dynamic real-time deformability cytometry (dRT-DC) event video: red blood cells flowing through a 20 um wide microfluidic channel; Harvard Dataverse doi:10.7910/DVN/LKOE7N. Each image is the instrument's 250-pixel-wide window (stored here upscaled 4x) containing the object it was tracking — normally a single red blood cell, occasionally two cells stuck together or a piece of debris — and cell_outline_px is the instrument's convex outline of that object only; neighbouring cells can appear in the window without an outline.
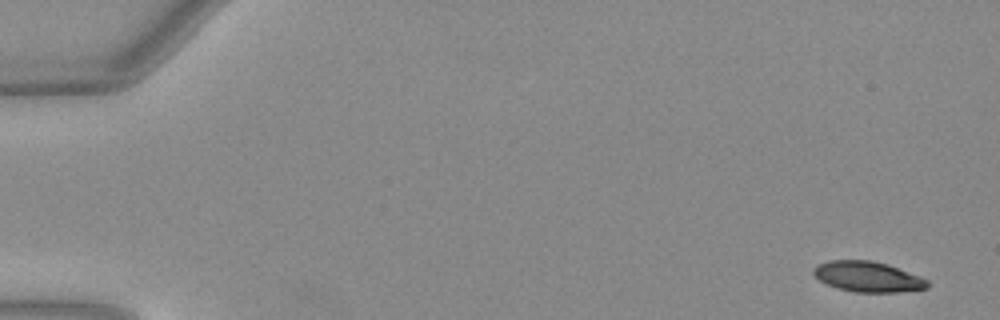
{"species": "Egyptian fruit bat (a non-hibernating species)", "species_latin": "Rousettus aegyptiacus", "temperature_condition": "warm", "stored_images_in_passage": 51, "segment_of_instrument_passage": [1, 2], "camera_frame_rate_fps": 3000, "um_per_image_px": 0.085, "animal": {"sex": "female"}, "frame": {"image": 1, "passage_image": 1, "time_ms": 0.0, "image_size_px": [1000, 320], "cell_outline_px": [[928, 288], [896, 292], [852, 292], [828, 284], [820, 280], [812, 272], [812, 268], [828, 260], [872, 260], [888, 264], [920, 276], [928, 280]], "centroid_in_image_um": [73.77, 23.51], "position_along_channel_um": 11.2, "area_um2": 20.11}}
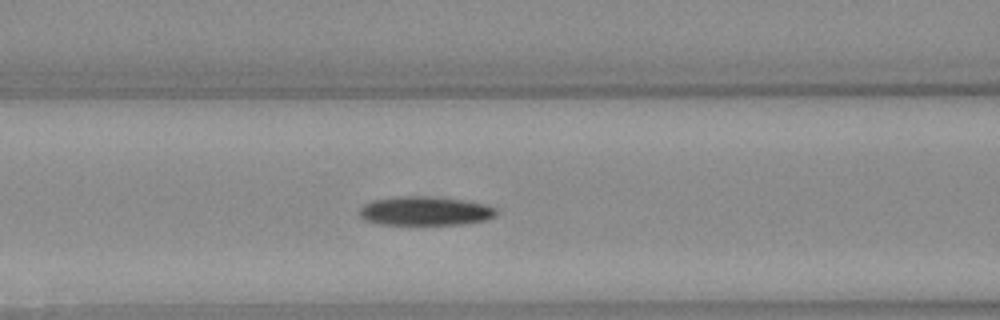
{"frame": {"image": 2, "passage_image": 21, "time_ms": 6.667, "image_size_px": [1000, 320], "cell_outline_px": [[496, 216], [488, 220], [464, 224], [380, 224], [364, 220], [360, 216], [360, 208], [364, 204], [372, 200], [396, 196], [432, 196], [464, 200], [484, 204], [496, 208]], "centroid_in_image_um": [36.14, 17.93], "position_along_channel_um": 130.5, "area_um2": 23.24}}
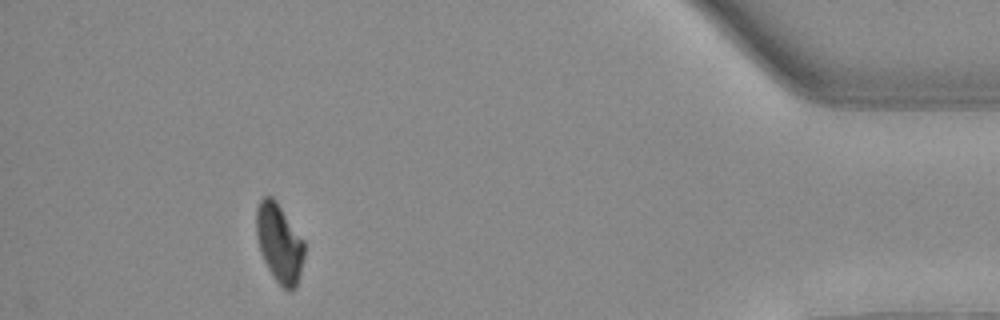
{"frame": {"image": 3, "passage_image": 46, "time_ms": 15.0, "image_size_px": [1000, 320], "cell_outline_px": [[304, 256], [296, 288], [292, 292], [288, 292], [276, 280], [268, 268], [260, 252], [256, 236], [256, 208], [260, 200], [264, 196], [272, 196], [276, 200], [304, 240]], "centroid_in_image_um": [23.74, 20.66], "position_along_channel_um": 411.5, "area_um2": 22.08}}